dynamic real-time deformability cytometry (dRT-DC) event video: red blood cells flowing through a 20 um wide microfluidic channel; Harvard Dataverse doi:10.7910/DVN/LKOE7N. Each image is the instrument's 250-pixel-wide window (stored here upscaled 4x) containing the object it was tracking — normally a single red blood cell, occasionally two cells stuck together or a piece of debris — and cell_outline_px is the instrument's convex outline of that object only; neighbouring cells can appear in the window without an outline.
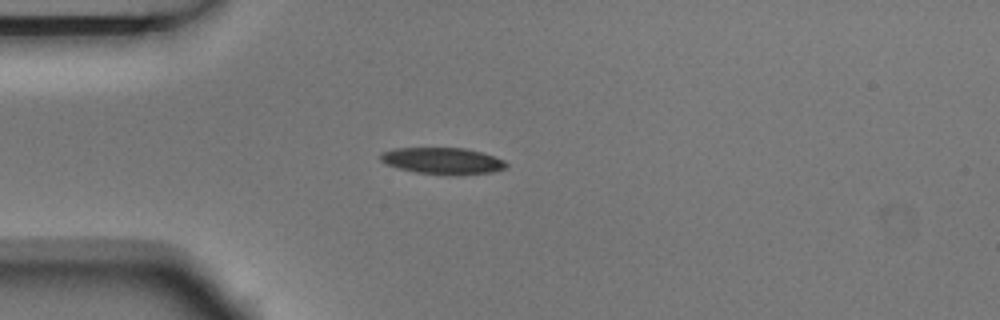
{"species": "Egyptian fruit bat (a non-hibernating species)", "species_latin": "Rousettus aegyptiacus", "temperature_condition": "room temperature", "stored_images_in_passage": 5, "camera_frame_rate_fps": 3000, "um_per_image_px": 0.085, "animal": {"sex": "male"}, "frame": {"image": 1, "passage_image": 4, "time_ms": 1.0, "image_size_px": [1000, 320], "cell_outline_px": [[508, 168], [492, 172], [448, 176], [416, 172], [384, 164], [380, 160], [380, 152], [392, 148], [464, 148], [480, 152], [504, 160], [508, 164]], "centroid_in_image_um": [37.6, 13.68], "position_along_channel_um": 47.4, "area_um2": 19.65}}